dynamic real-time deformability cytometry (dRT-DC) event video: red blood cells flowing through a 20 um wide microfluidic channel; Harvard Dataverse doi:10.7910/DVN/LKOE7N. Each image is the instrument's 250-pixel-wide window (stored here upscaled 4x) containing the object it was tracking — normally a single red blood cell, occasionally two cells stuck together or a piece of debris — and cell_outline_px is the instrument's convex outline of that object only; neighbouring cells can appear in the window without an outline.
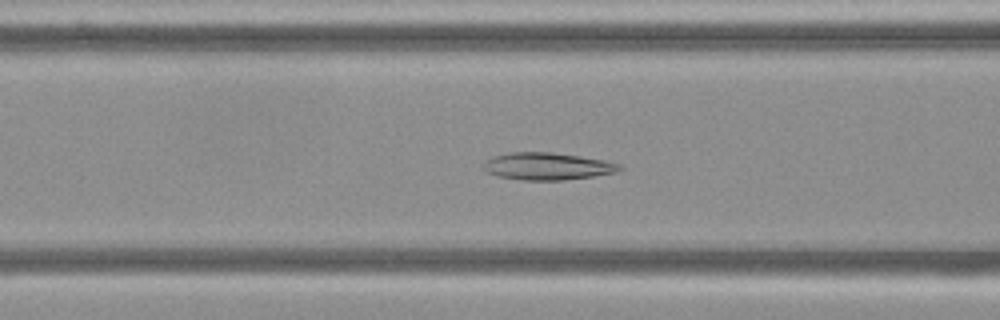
{"species": "Egyptian fruit bat (a non-hibernating species)", "species_latin": "Rousettus aegyptiacus", "temperature_condition": "cold", "stored_images_in_passage": 55, "camera_frame_rate_fps": 3000, "um_per_image_px": 0.085, "frame": {"image": 1, "passage_image": 22, "time_ms": 7.0, "image_size_px": [1000, 320], "cell_outline_px": [[624, 168], [616, 172], [592, 176], [564, 180], [524, 180], [496, 176], [480, 168], [480, 164], [484, 160], [492, 156], [508, 152], [552, 152], [580, 156], [604, 160], [620, 164]], "centroid_in_image_um": [46.45, 14.12], "position_along_channel_um": 120.2, "area_um2": 21.91}}
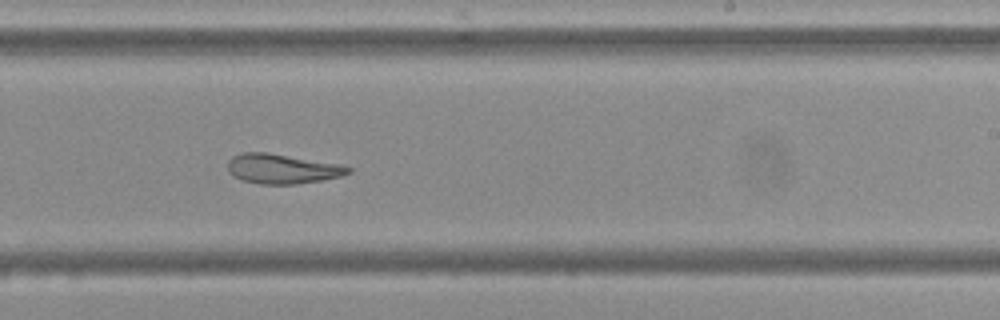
{"frame": {"image": 2, "passage_image": 34, "time_ms": 11.0, "image_size_px": [1000, 320], "cell_outline_px": [[352, 172], [340, 176], [320, 180], [296, 184], [260, 184], [240, 180], [228, 172], [228, 160], [232, 156], [244, 152], [268, 152], [340, 164], [352, 168]], "centroid_in_image_um": [23.96, 14.34], "position_along_channel_um": 265.0, "area_um2": 20.92}}
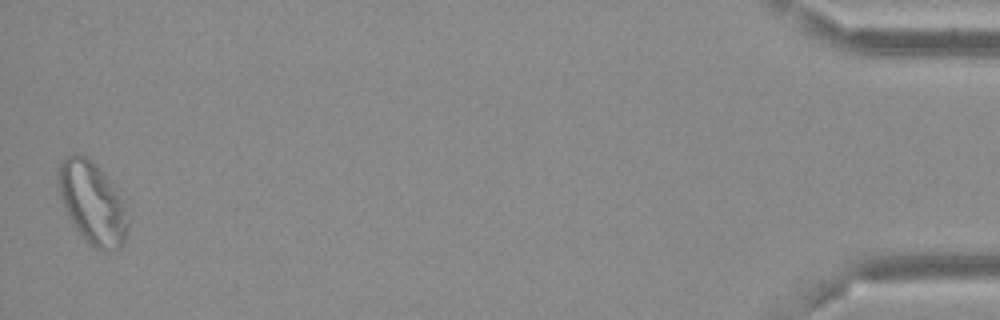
{"frame": {"image": 3, "passage_image": 55, "time_ms": 18.0, "image_size_px": [1000, 320], "cell_outline_px": [[128, 228], [124, 244], [120, 248], [104, 252], [100, 252], [88, 244], [76, 228], [68, 216], [64, 208], [56, 184], [56, 172], [60, 164], [68, 156], [84, 156], [108, 180], [128, 220]], "centroid_in_image_um": [7.78, 17.35], "position_along_channel_um": 427.4, "area_um2": 32.19}, "authors_computed_cell_mechanics": {"area_um2": 25.721, "velocity_mm_per_s": 3.6271, "shape_relaxation_time_tau1_ms": null, "shape_relaxation_time_tau2_ms": 4.765, "deformation_change_tau1": null, "deformation_change_tau2": 0.1222}}